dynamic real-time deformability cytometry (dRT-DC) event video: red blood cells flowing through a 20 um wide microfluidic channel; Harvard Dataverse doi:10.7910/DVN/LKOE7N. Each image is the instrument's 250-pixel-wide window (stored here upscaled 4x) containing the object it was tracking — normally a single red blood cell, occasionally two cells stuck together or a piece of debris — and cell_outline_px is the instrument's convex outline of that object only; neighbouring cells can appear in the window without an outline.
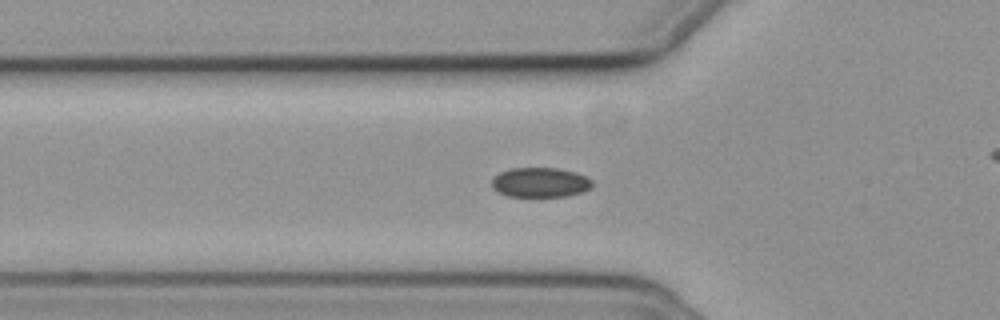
{"species": "common noctule bat (a hibernating species)", "species_latin": "Nyctalus noctula", "temperature_condition": "cold", "stored_images_in_passage": 57, "camera_frame_rate_fps": 3000, "um_per_image_px": 0.085, "animal": {"sex": "female", "body_mass_g": 19.3, "forearm_length_mm": 54.1}, "frame": {"image": 1, "passage_image": 19, "time_ms": 6.0, "image_size_px": [1000, 320], "cell_outline_px": [[592, 184], [588, 188], [580, 192], [568, 196], [536, 200], [508, 196], [492, 188], [492, 176], [500, 172], [512, 168], [556, 168], [576, 172], [592, 180]], "centroid_in_image_um": [45.87, 15.55], "position_along_channel_um": 79.9, "area_um2": 18.09}}
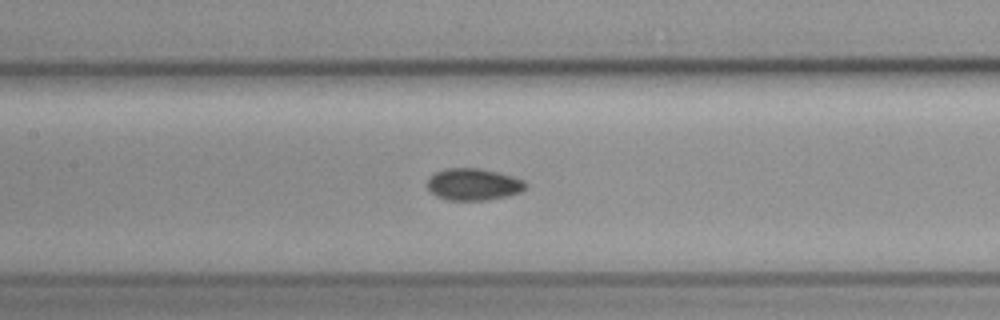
{"frame": {"image": 2, "passage_image": 26, "time_ms": 8.333, "image_size_px": [1000, 320], "cell_outline_px": [[528, 184], [520, 192], [508, 196], [488, 200], [448, 200], [436, 196], [428, 192], [428, 180], [436, 172], [444, 168], [480, 168], [512, 176], [524, 180]], "centroid_in_image_um": [40.23, 15.68], "position_along_channel_um": 167.2, "area_um2": 18.32}}
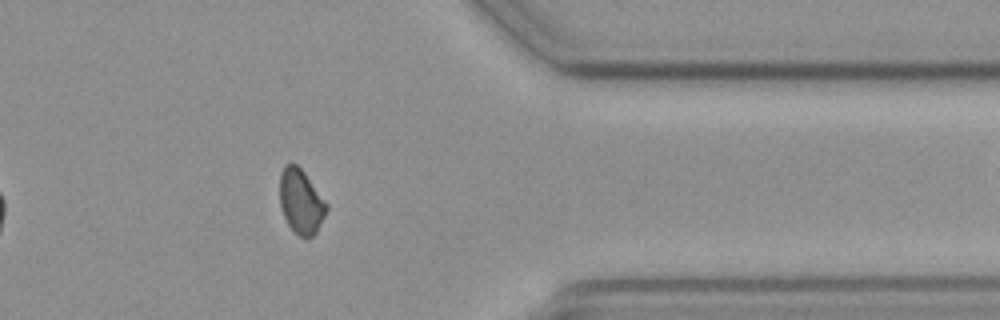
{"frame": {"image": 3, "passage_image": 45, "time_ms": 14.667, "image_size_px": [1000, 320], "cell_outline_px": [[328, 208], [316, 232], [308, 240], [304, 240], [288, 224], [284, 216], [280, 204], [280, 172], [284, 164], [296, 164], [304, 172], [328, 204]], "centroid_in_image_um": [25.58, 17.13], "position_along_channel_um": 385.8, "area_um2": 17.51}, "authors_computed_cell_mechanics": {"area_um2": 17.9758, "velocity_mm_per_s": 3.7186, "shape_relaxation_time_tau1_ms": 4.8988, "shape_relaxation_time_tau2_ms": null, "deformation_change_tau1": 0.0676, "deformation_change_tau2": null}}